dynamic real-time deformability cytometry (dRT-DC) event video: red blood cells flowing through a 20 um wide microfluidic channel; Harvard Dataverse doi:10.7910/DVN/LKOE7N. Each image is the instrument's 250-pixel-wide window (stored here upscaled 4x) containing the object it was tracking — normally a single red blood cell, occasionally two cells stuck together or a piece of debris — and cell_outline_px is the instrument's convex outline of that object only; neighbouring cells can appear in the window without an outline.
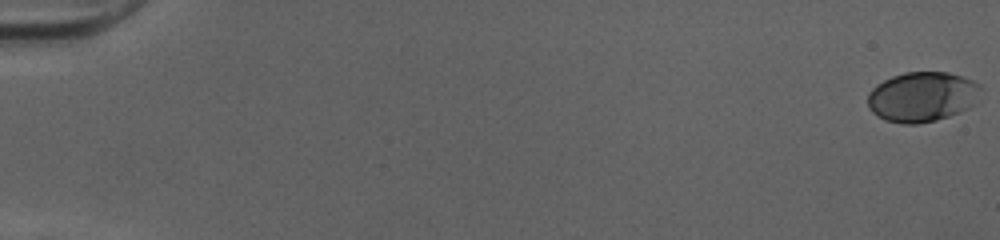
{"species": "human", "species_latin": "Homo sapiens", "temperature_condition": "cold", "stored_images_in_passage": 53, "camera_frame_rate_fps": 3000, "um_per_image_px": 0.085, "donor": {"sex": "female"}, "frame": {"image": 1, "passage_image": 1, "time_ms": 0.0, "image_size_px": [1000, 240], "cell_outline_px": [[984, 88], [976, 104], [960, 112], [936, 120], [916, 124], [904, 124], [884, 120], [876, 116], [868, 108], [868, 92], [876, 84], [892, 76], [904, 72], [948, 72], [972, 80], [980, 84]], "centroid_in_image_um": [78.41, 8.23], "position_along_channel_um": 6.6, "area_um2": 33.41}}
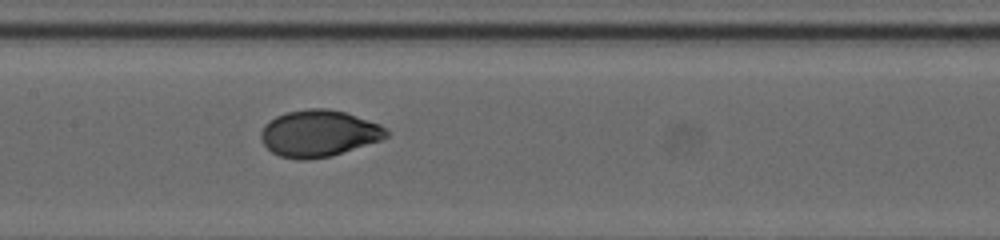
{"frame": {"image": 2, "passage_image": 28, "time_ms": 9.0, "image_size_px": [1000, 240], "cell_outline_px": [[388, 136], [380, 140], [332, 156], [308, 160], [300, 160], [280, 156], [272, 152], [264, 144], [260, 136], [260, 132], [264, 124], [276, 116], [284, 112], [308, 108], [328, 108], [344, 112], [380, 124], [388, 132]], "centroid_in_image_um": [27.06, 11.34], "position_along_channel_um": 180.3, "area_um2": 34.1}}
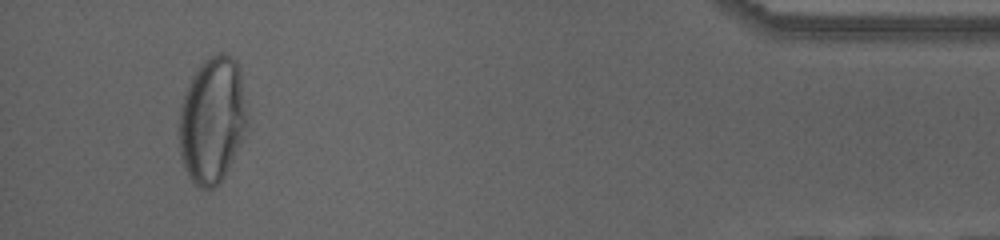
{"frame": {"image": 3, "passage_image": 50, "time_ms": 16.333, "image_size_px": [1000, 240], "cell_outline_px": [[248, 124], [240, 144], [224, 176], [212, 188], [200, 188], [192, 184], [184, 168], [180, 156], [180, 104], [184, 92], [192, 76], [200, 64], [204, 60], [220, 52], [224, 52], [236, 60], [240, 72], [248, 120]], "centroid_in_image_um": [18.03, 10.2], "position_along_channel_um": 417.2, "area_um2": 50.11}, "authors_computed_cell_mechanics": {"area_um2": 33.9286, "velocity_mm_per_s": 4.0381, "shape_relaxation_time_tau1_ms": 4.0048, "shape_relaxation_time_tau2_ms": null, "deformation_change_tau1": 0.1659, "deformation_change_tau2": null}}